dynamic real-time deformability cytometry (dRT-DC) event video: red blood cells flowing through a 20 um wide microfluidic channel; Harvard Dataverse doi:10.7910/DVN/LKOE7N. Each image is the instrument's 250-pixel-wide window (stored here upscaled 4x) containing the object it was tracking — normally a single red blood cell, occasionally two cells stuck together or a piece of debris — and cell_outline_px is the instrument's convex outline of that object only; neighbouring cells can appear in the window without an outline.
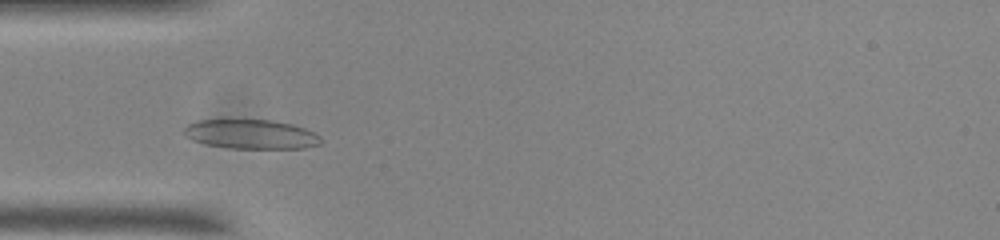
{"species": "common noctule bat (a hibernating species)", "species_latin": "Nyctalus noctula", "temperature_condition": "room temperature", "stored_images_in_passage": 47, "camera_frame_rate_fps": 3000, "um_per_image_px": 0.085, "animal": {"sex": "male", "body_mass_g": 20.0, "forearm_length_mm": 53.3}, "frame": {"image": 1, "passage_image": 9, "time_ms": 2.667, "image_size_px": [1000, 240], "cell_outline_px": [[324, 140], [320, 144], [304, 148], [232, 148], [204, 144], [192, 140], [184, 136], [184, 128], [188, 124], [196, 120], [268, 120], [292, 124], [304, 128], [320, 136]], "centroid_in_image_um": [21.32, 11.41], "position_along_channel_um": 63.7, "area_um2": 23.35}}
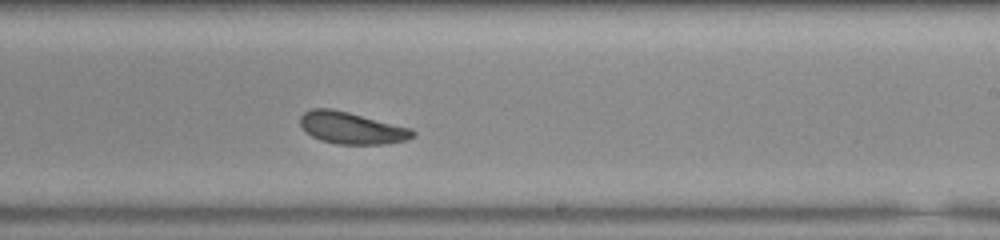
{"frame": {"image": 2, "passage_image": 25, "time_ms": 8.0, "image_size_px": [1000, 240], "cell_outline_px": [[416, 136], [408, 140], [388, 144], [336, 144], [320, 140], [312, 136], [300, 124], [300, 116], [304, 112], [312, 108], [332, 108], [412, 128], [416, 132]], "centroid_in_image_um": [29.93, 10.88], "position_along_channel_um": 259.1, "area_um2": 21.04}}
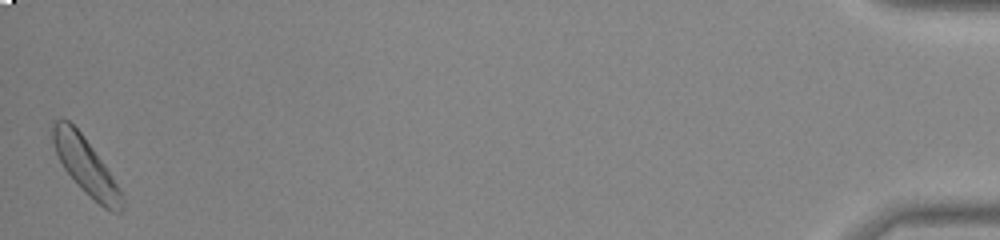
{"frame": {"image": 3, "passage_image": 47, "time_ms": 15.333, "image_size_px": [1000, 240], "cell_outline_px": [[124, 208], [120, 212], [112, 212], [104, 208], [84, 192], [80, 188], [64, 168], [56, 152], [52, 140], [52, 124], [56, 120], [68, 120], [80, 132], [92, 148], [112, 176], [120, 188], [124, 200]], "centroid_in_image_um": [7.3, 14.15], "position_along_channel_um": 427.9, "area_um2": 22.37}, "authors_computed_cell_mechanics": {"area_um2": 21.5594, "velocity_mm_per_s": 3.6739, "shape_relaxation_time_tau1_ms": 2.8096, "shape_relaxation_time_tau2_ms": 2.4141, "deformation_change_tau1": 0.0834, "deformation_change_tau2": 0.0744}}